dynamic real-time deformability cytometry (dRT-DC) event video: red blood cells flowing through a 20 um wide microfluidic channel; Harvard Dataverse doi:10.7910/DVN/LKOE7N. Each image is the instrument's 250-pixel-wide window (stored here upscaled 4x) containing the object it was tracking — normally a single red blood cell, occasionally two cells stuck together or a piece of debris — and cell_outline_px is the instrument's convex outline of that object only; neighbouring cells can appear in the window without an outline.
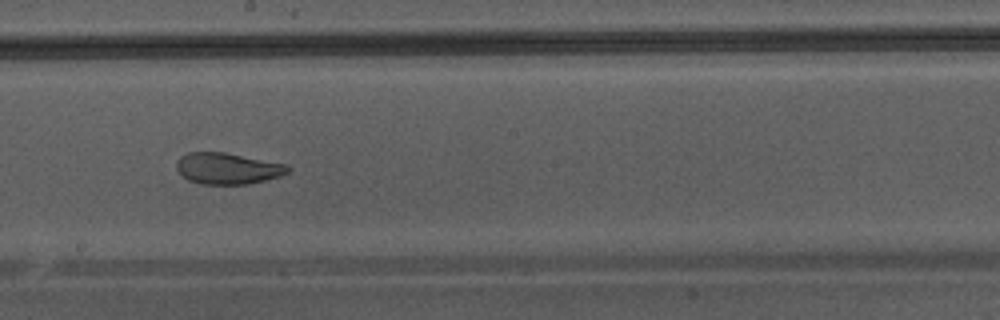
{"species": "Egyptian fruit bat (a non-hibernating species)", "species_latin": "Rousettus aegyptiacus", "temperature_condition": "warm", "stored_images_in_passage": 48, "camera_frame_rate_fps": 3000, "um_per_image_px": 0.085, "animal": {"sex": "male"}, "frame": {"image": 1, "passage_image": 28, "time_ms": 9.0, "image_size_px": [1000, 320], "cell_outline_px": [[292, 168], [288, 172], [280, 176], [248, 184], [200, 184], [188, 180], [176, 168], [176, 160], [180, 156], [188, 152], [224, 152], [288, 164]], "centroid_in_image_um": [19.35, 14.31], "position_along_channel_um": 228.8, "area_um2": 20.4}}